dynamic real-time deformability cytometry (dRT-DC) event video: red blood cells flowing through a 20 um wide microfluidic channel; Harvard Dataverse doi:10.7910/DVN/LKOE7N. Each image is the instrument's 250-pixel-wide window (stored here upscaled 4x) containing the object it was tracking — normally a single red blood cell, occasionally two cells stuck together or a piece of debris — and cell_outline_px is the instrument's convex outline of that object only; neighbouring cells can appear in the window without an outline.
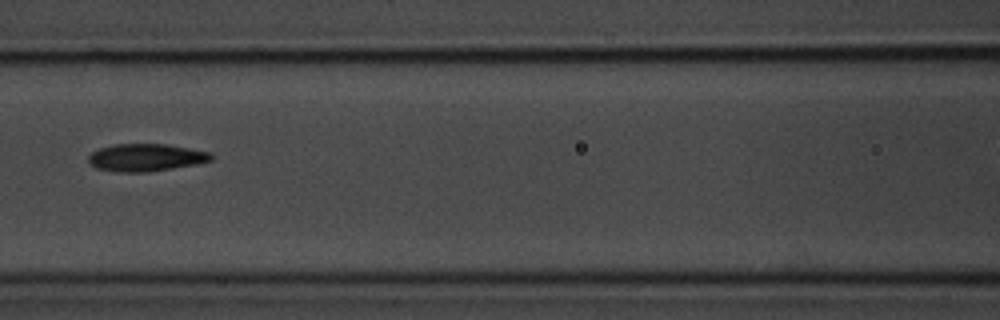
{"species": "common noctule bat (a hibernating species)", "species_latin": "Nyctalus noctula", "temperature_condition": "room temperature", "stored_images_in_passage": 6, "camera_frame_rate_fps": 3000, "um_per_image_px": 0.085, "animal": {"sex": "male", "body_mass_g": 20.1, "forearm_length_mm": 53.5}, "frame": {"image": 1, "passage_image": 3, "time_ms": 2.333, "image_size_px": [1000, 320], "cell_outline_px": [[212, 160], [196, 164], [148, 172], [116, 172], [96, 168], [88, 164], [88, 156], [92, 152], [100, 148], [112, 144], [168, 144], [212, 152]], "centroid_in_image_um": [12.38, 13.38], "position_along_channel_um": 154.2, "area_um2": 19.83}}
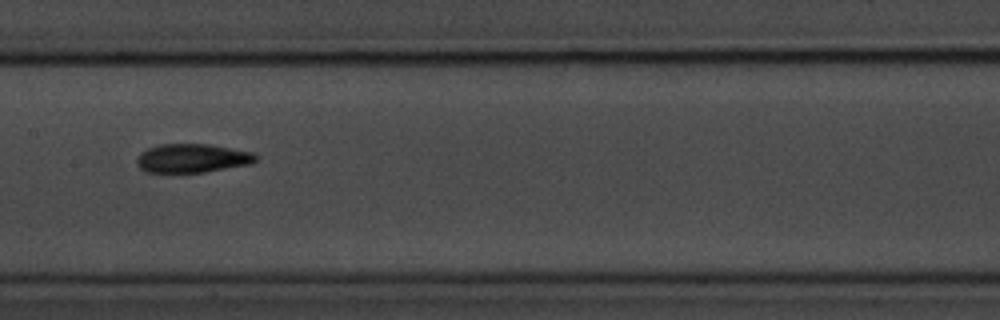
{"frame": {"image": 2, "passage_image": 4, "time_ms": 3.333, "image_size_px": [1000, 320], "cell_outline_px": [[260, 156], [252, 164], [204, 172], [148, 172], [140, 168], [136, 164], [136, 160], [140, 152], [148, 148], [160, 144], [208, 144], [252, 152]], "centroid_in_image_um": [16.35, 13.45], "position_along_channel_um": 191.0, "area_um2": 20.0}}